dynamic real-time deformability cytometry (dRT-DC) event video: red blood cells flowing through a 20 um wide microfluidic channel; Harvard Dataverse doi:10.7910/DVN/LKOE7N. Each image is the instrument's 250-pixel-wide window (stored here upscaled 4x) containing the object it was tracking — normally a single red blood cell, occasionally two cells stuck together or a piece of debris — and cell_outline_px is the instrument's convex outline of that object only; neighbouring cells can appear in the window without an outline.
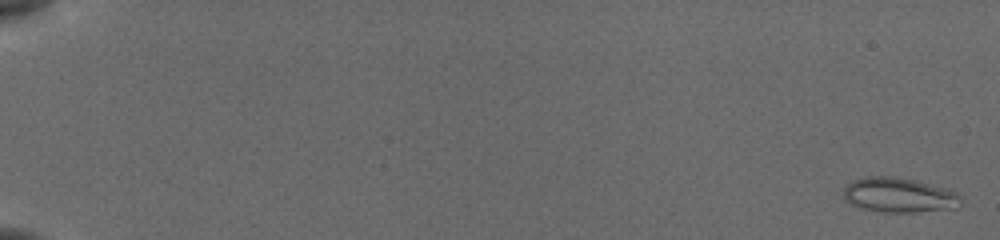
{"species": "common noctule bat (a hibernating species)", "species_latin": "Nyctalus noctula", "temperature_condition": "cold", "stored_images_in_passage": 56, "camera_frame_rate_fps": 3000, "um_per_image_px": 0.085, "animal": {"sex": "female", "body_mass_g": 19.5, "forearm_length_mm": 54.1}, "frame": {"image": 1, "passage_image": 2, "time_ms": 0.333, "image_size_px": [1000, 240], "cell_outline_px": [[956, 196], [936, 208], [916, 212], [884, 212], [860, 208], [852, 204], [844, 196], [844, 188], [848, 184], [856, 180], [872, 176], [888, 176], [912, 180], [956, 192]], "centroid_in_image_um": [76.12, 16.55], "position_along_channel_um": 8.9, "area_um2": 21.62}}
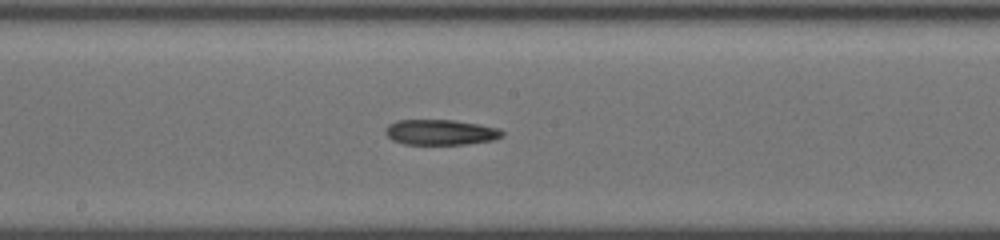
{"frame": {"image": 2, "passage_image": 33, "time_ms": 10.667, "image_size_px": [1000, 240], "cell_outline_px": [[504, 136], [492, 140], [464, 144], [404, 144], [392, 140], [384, 132], [384, 128], [388, 124], [396, 120], [452, 120], [480, 124], [500, 128], [504, 132]], "centroid_in_image_um": [37.44, 11.23], "position_along_channel_um": 210.8, "area_um2": 17.4}}
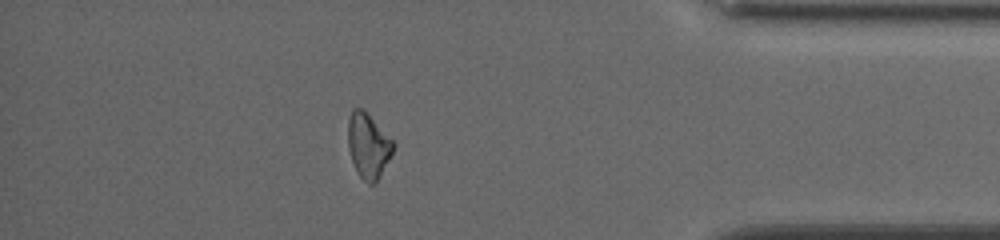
{"frame": {"image": 3, "passage_image": 50, "time_ms": 16.333, "image_size_px": [1000, 240], "cell_outline_px": [[396, 144], [376, 184], [368, 184], [360, 176], [352, 160], [348, 148], [348, 120], [352, 108], [364, 108]], "centroid_in_image_um": [31.3, 12.35], "position_along_channel_um": 403.9, "area_um2": 17.11}}